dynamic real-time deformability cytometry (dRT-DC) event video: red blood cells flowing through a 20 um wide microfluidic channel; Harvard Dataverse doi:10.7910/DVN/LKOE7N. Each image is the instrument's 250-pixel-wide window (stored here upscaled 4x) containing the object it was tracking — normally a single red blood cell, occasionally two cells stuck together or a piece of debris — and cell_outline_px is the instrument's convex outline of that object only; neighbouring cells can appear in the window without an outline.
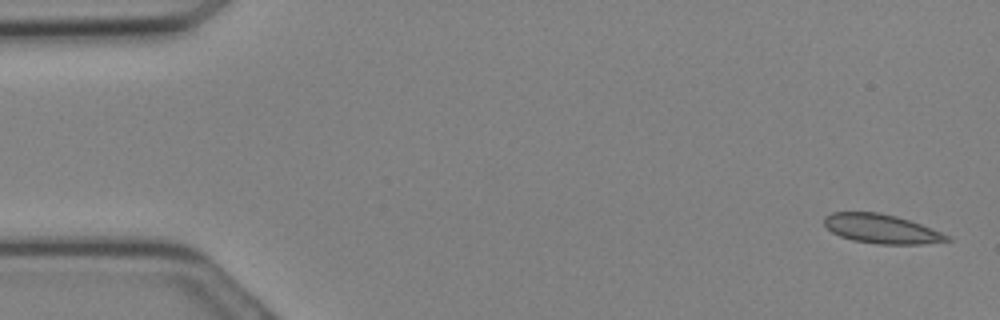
{"species": "Egyptian fruit bat (a non-hibernating species)", "species_latin": "Rousettus aegyptiacus", "temperature_condition": "cold", "stored_images_in_passage": 6, "camera_frame_rate_fps": 3000, "um_per_image_px": 0.085, "animal": {"sex": "female"}, "frame": {"image": 1, "passage_image": 1, "time_ms": 0.0, "image_size_px": [1000, 320], "cell_outline_px": [[952, 240], [920, 244], [880, 244], [852, 240], [840, 236], [832, 232], [824, 224], [824, 216], [832, 212], [880, 212], [896, 216], [920, 224], [940, 232], [948, 236]], "centroid_in_image_um": [74.88, 19.44], "position_along_channel_um": 10.1, "area_um2": 20.63}}